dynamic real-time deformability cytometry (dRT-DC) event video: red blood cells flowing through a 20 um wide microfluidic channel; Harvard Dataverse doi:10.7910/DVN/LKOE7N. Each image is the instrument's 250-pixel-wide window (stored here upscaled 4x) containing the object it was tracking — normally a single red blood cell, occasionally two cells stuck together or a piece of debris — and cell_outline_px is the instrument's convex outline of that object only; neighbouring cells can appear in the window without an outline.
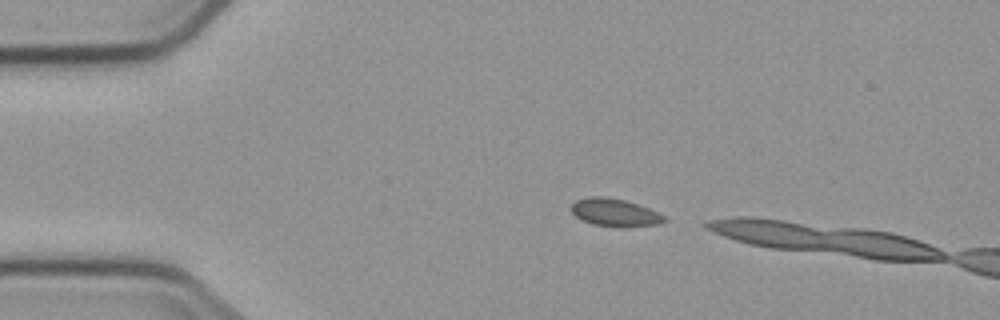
{"species": "common noctule bat (a hibernating species)", "species_latin": "Nyctalus noctula", "temperature_condition": "cold", "stored_images_in_passage": 2, "camera_frame_rate_fps": 3000, "um_per_image_px": 0.085, "animal": {"sex": "male", "body_mass_g": 23.1, "forearm_length_mm": 52.7}, "frame": {"image": 1, "passage_image": 1, "time_ms": 0.0, "image_size_px": [1000, 320], "cell_outline_px": [[668, 220], [660, 224], [592, 224], [576, 216], [568, 208], [576, 200], [588, 196], [604, 196], [624, 200], [648, 208], [664, 216]], "centroid_in_image_um": [52.18, 18.0], "position_along_channel_um": 32.8, "area_um2": 14.16}}